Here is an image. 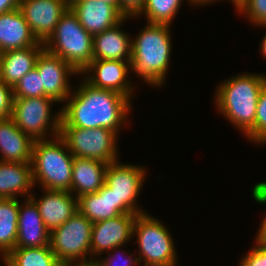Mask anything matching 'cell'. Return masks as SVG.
<instances>
[{"mask_svg":"<svg viewBox=\"0 0 266 266\" xmlns=\"http://www.w3.org/2000/svg\"><path fill=\"white\" fill-rule=\"evenodd\" d=\"M61 109V126L93 129L103 127L115 132L124 126L131 109L130 98L93 87L83 80Z\"/></svg>","mask_w":266,"mask_h":266,"instance_id":"1","label":"cell"},{"mask_svg":"<svg viewBox=\"0 0 266 266\" xmlns=\"http://www.w3.org/2000/svg\"><path fill=\"white\" fill-rule=\"evenodd\" d=\"M265 82L264 74L241 73L216 88L219 112L246 136L254 129L258 98Z\"/></svg>","mask_w":266,"mask_h":266,"instance_id":"2","label":"cell"},{"mask_svg":"<svg viewBox=\"0 0 266 266\" xmlns=\"http://www.w3.org/2000/svg\"><path fill=\"white\" fill-rule=\"evenodd\" d=\"M171 43L170 25H145L132 40L131 70L149 85H163L170 62Z\"/></svg>","mask_w":266,"mask_h":266,"instance_id":"3","label":"cell"},{"mask_svg":"<svg viewBox=\"0 0 266 266\" xmlns=\"http://www.w3.org/2000/svg\"><path fill=\"white\" fill-rule=\"evenodd\" d=\"M52 139L34 140L31 159L33 184L39 183L46 190L71 192L74 156L60 135Z\"/></svg>","mask_w":266,"mask_h":266,"instance_id":"4","label":"cell"},{"mask_svg":"<svg viewBox=\"0 0 266 266\" xmlns=\"http://www.w3.org/2000/svg\"><path fill=\"white\" fill-rule=\"evenodd\" d=\"M44 49L59 56L81 73L93 60V36L70 8L61 16L54 32L43 43Z\"/></svg>","mask_w":266,"mask_h":266,"instance_id":"5","label":"cell"},{"mask_svg":"<svg viewBox=\"0 0 266 266\" xmlns=\"http://www.w3.org/2000/svg\"><path fill=\"white\" fill-rule=\"evenodd\" d=\"M137 235L139 263L145 266H176L177 257L169 230L147 213L138 214L133 225V237Z\"/></svg>","mask_w":266,"mask_h":266,"instance_id":"6","label":"cell"},{"mask_svg":"<svg viewBox=\"0 0 266 266\" xmlns=\"http://www.w3.org/2000/svg\"><path fill=\"white\" fill-rule=\"evenodd\" d=\"M55 102L51 97L14 98L11 118L16 126L33 140L47 139L45 137L49 129L53 137L58 136L61 110L59 109L55 117H51V104Z\"/></svg>","mask_w":266,"mask_h":266,"instance_id":"7","label":"cell"},{"mask_svg":"<svg viewBox=\"0 0 266 266\" xmlns=\"http://www.w3.org/2000/svg\"><path fill=\"white\" fill-rule=\"evenodd\" d=\"M60 136L76 158L94 159L107 164L118 161V136L109 129L60 126Z\"/></svg>","mask_w":266,"mask_h":266,"instance_id":"8","label":"cell"},{"mask_svg":"<svg viewBox=\"0 0 266 266\" xmlns=\"http://www.w3.org/2000/svg\"><path fill=\"white\" fill-rule=\"evenodd\" d=\"M93 223L77 211L64 224L50 232V247L64 266L69 261H79L91 256Z\"/></svg>","mask_w":266,"mask_h":266,"instance_id":"9","label":"cell"},{"mask_svg":"<svg viewBox=\"0 0 266 266\" xmlns=\"http://www.w3.org/2000/svg\"><path fill=\"white\" fill-rule=\"evenodd\" d=\"M146 170L141 166L120 164L119 161L108 164L105 172V183L117 198V209L122 214H143L138 208L137 196L144 184Z\"/></svg>","mask_w":266,"mask_h":266,"instance_id":"10","label":"cell"},{"mask_svg":"<svg viewBox=\"0 0 266 266\" xmlns=\"http://www.w3.org/2000/svg\"><path fill=\"white\" fill-rule=\"evenodd\" d=\"M35 68L41 76L45 94L56 102L66 101L71 94L69 76L80 75L69 63L45 49L39 54Z\"/></svg>","mask_w":266,"mask_h":266,"instance_id":"11","label":"cell"},{"mask_svg":"<svg viewBox=\"0 0 266 266\" xmlns=\"http://www.w3.org/2000/svg\"><path fill=\"white\" fill-rule=\"evenodd\" d=\"M68 8L64 0H22L19 10L34 36L44 43Z\"/></svg>","mask_w":266,"mask_h":266,"instance_id":"12","label":"cell"},{"mask_svg":"<svg viewBox=\"0 0 266 266\" xmlns=\"http://www.w3.org/2000/svg\"><path fill=\"white\" fill-rule=\"evenodd\" d=\"M129 70L130 61L92 60L81 73H86L84 79L93 87L112 90L131 99L134 90L127 80Z\"/></svg>","mask_w":266,"mask_h":266,"instance_id":"13","label":"cell"},{"mask_svg":"<svg viewBox=\"0 0 266 266\" xmlns=\"http://www.w3.org/2000/svg\"><path fill=\"white\" fill-rule=\"evenodd\" d=\"M138 214H121L115 218L93 223L91 256L121 247L133 237V225Z\"/></svg>","mask_w":266,"mask_h":266,"instance_id":"14","label":"cell"},{"mask_svg":"<svg viewBox=\"0 0 266 266\" xmlns=\"http://www.w3.org/2000/svg\"><path fill=\"white\" fill-rule=\"evenodd\" d=\"M69 8L92 36L114 27L125 18L114 5L102 0H78Z\"/></svg>","mask_w":266,"mask_h":266,"instance_id":"15","label":"cell"},{"mask_svg":"<svg viewBox=\"0 0 266 266\" xmlns=\"http://www.w3.org/2000/svg\"><path fill=\"white\" fill-rule=\"evenodd\" d=\"M24 204V206L19 205L15 248H36L50 245V231L45 227L36 203L31 198H27Z\"/></svg>","mask_w":266,"mask_h":266,"instance_id":"16","label":"cell"},{"mask_svg":"<svg viewBox=\"0 0 266 266\" xmlns=\"http://www.w3.org/2000/svg\"><path fill=\"white\" fill-rule=\"evenodd\" d=\"M45 195L31 199L36 203L45 227L51 232L53 229L64 224L77 211V198L68 191L46 190Z\"/></svg>","mask_w":266,"mask_h":266,"instance_id":"17","label":"cell"},{"mask_svg":"<svg viewBox=\"0 0 266 266\" xmlns=\"http://www.w3.org/2000/svg\"><path fill=\"white\" fill-rule=\"evenodd\" d=\"M30 46H44L31 32L19 9L0 14V53Z\"/></svg>","mask_w":266,"mask_h":266,"instance_id":"18","label":"cell"},{"mask_svg":"<svg viewBox=\"0 0 266 266\" xmlns=\"http://www.w3.org/2000/svg\"><path fill=\"white\" fill-rule=\"evenodd\" d=\"M128 18L125 17L114 27L93 36V60L131 61L132 41L130 35L128 36V33L120 29V25Z\"/></svg>","mask_w":266,"mask_h":266,"instance_id":"19","label":"cell"},{"mask_svg":"<svg viewBox=\"0 0 266 266\" xmlns=\"http://www.w3.org/2000/svg\"><path fill=\"white\" fill-rule=\"evenodd\" d=\"M34 140L12 118L0 119V161L31 162Z\"/></svg>","mask_w":266,"mask_h":266,"instance_id":"20","label":"cell"},{"mask_svg":"<svg viewBox=\"0 0 266 266\" xmlns=\"http://www.w3.org/2000/svg\"><path fill=\"white\" fill-rule=\"evenodd\" d=\"M43 50L44 46H30L0 53L1 80L13 88L26 73L35 68Z\"/></svg>","mask_w":266,"mask_h":266,"instance_id":"21","label":"cell"},{"mask_svg":"<svg viewBox=\"0 0 266 266\" xmlns=\"http://www.w3.org/2000/svg\"><path fill=\"white\" fill-rule=\"evenodd\" d=\"M108 164L88 158L74 157L71 193L79 198L97 192L105 184Z\"/></svg>","mask_w":266,"mask_h":266,"instance_id":"22","label":"cell"},{"mask_svg":"<svg viewBox=\"0 0 266 266\" xmlns=\"http://www.w3.org/2000/svg\"><path fill=\"white\" fill-rule=\"evenodd\" d=\"M34 186L31 162L0 161V198H17L24 195L30 198Z\"/></svg>","mask_w":266,"mask_h":266,"instance_id":"23","label":"cell"},{"mask_svg":"<svg viewBox=\"0 0 266 266\" xmlns=\"http://www.w3.org/2000/svg\"><path fill=\"white\" fill-rule=\"evenodd\" d=\"M78 211L92 223L115 218L122 213L117 209V198L105 183L97 192L77 198Z\"/></svg>","mask_w":266,"mask_h":266,"instance_id":"24","label":"cell"},{"mask_svg":"<svg viewBox=\"0 0 266 266\" xmlns=\"http://www.w3.org/2000/svg\"><path fill=\"white\" fill-rule=\"evenodd\" d=\"M17 198H0V253L8 255L16 244L19 205Z\"/></svg>","mask_w":266,"mask_h":266,"instance_id":"25","label":"cell"},{"mask_svg":"<svg viewBox=\"0 0 266 266\" xmlns=\"http://www.w3.org/2000/svg\"><path fill=\"white\" fill-rule=\"evenodd\" d=\"M2 261L5 266H63L50 245L36 248H14Z\"/></svg>","mask_w":266,"mask_h":266,"instance_id":"26","label":"cell"},{"mask_svg":"<svg viewBox=\"0 0 266 266\" xmlns=\"http://www.w3.org/2000/svg\"><path fill=\"white\" fill-rule=\"evenodd\" d=\"M183 0H145L142 9L134 16L145 14L152 24L171 25ZM188 1V0H187Z\"/></svg>","mask_w":266,"mask_h":266,"instance_id":"27","label":"cell"},{"mask_svg":"<svg viewBox=\"0 0 266 266\" xmlns=\"http://www.w3.org/2000/svg\"><path fill=\"white\" fill-rule=\"evenodd\" d=\"M12 90L14 98L48 97L41 87V76L36 68L26 73Z\"/></svg>","mask_w":266,"mask_h":266,"instance_id":"28","label":"cell"},{"mask_svg":"<svg viewBox=\"0 0 266 266\" xmlns=\"http://www.w3.org/2000/svg\"><path fill=\"white\" fill-rule=\"evenodd\" d=\"M247 138L257 144H266V82L258 98L254 129L247 135Z\"/></svg>","mask_w":266,"mask_h":266,"instance_id":"29","label":"cell"},{"mask_svg":"<svg viewBox=\"0 0 266 266\" xmlns=\"http://www.w3.org/2000/svg\"><path fill=\"white\" fill-rule=\"evenodd\" d=\"M237 12L247 14L249 21L255 26L266 24V0H248Z\"/></svg>","mask_w":266,"mask_h":266,"instance_id":"30","label":"cell"},{"mask_svg":"<svg viewBox=\"0 0 266 266\" xmlns=\"http://www.w3.org/2000/svg\"><path fill=\"white\" fill-rule=\"evenodd\" d=\"M256 245L241 260L239 266H266V243L257 235Z\"/></svg>","mask_w":266,"mask_h":266,"instance_id":"31","label":"cell"},{"mask_svg":"<svg viewBox=\"0 0 266 266\" xmlns=\"http://www.w3.org/2000/svg\"><path fill=\"white\" fill-rule=\"evenodd\" d=\"M13 99L12 87L5 84L0 78V119L12 117Z\"/></svg>","mask_w":266,"mask_h":266,"instance_id":"32","label":"cell"},{"mask_svg":"<svg viewBox=\"0 0 266 266\" xmlns=\"http://www.w3.org/2000/svg\"><path fill=\"white\" fill-rule=\"evenodd\" d=\"M120 12L125 17L135 16L143 7L145 0H119Z\"/></svg>","mask_w":266,"mask_h":266,"instance_id":"33","label":"cell"},{"mask_svg":"<svg viewBox=\"0 0 266 266\" xmlns=\"http://www.w3.org/2000/svg\"><path fill=\"white\" fill-rule=\"evenodd\" d=\"M120 247H115L114 249H112L110 252H112L113 250L115 251H118V254L120 253L119 250H116V249H119ZM108 255H110V257L108 258H103L101 259V261L103 262L104 266H135V264H139V260L138 258L136 257L135 259L131 258L132 255L129 256V258H126V256H124V260H122V257L121 255H118L119 257V262L122 260V262L125 264V265H120V264H116L114 261H117L118 262V259H117V255L115 254L114 256H112L109 252H108ZM115 258V259H114ZM121 262V263H122Z\"/></svg>","mask_w":266,"mask_h":266,"instance_id":"34","label":"cell"},{"mask_svg":"<svg viewBox=\"0 0 266 266\" xmlns=\"http://www.w3.org/2000/svg\"><path fill=\"white\" fill-rule=\"evenodd\" d=\"M83 259L79 261H69L64 266H104L103 262L100 259ZM89 259V260H88ZM78 262V263H77Z\"/></svg>","mask_w":266,"mask_h":266,"instance_id":"35","label":"cell"},{"mask_svg":"<svg viewBox=\"0 0 266 266\" xmlns=\"http://www.w3.org/2000/svg\"><path fill=\"white\" fill-rule=\"evenodd\" d=\"M22 0H0V14L19 9Z\"/></svg>","mask_w":266,"mask_h":266,"instance_id":"36","label":"cell"},{"mask_svg":"<svg viewBox=\"0 0 266 266\" xmlns=\"http://www.w3.org/2000/svg\"><path fill=\"white\" fill-rule=\"evenodd\" d=\"M257 235L266 243V217L263 218Z\"/></svg>","mask_w":266,"mask_h":266,"instance_id":"37","label":"cell"},{"mask_svg":"<svg viewBox=\"0 0 266 266\" xmlns=\"http://www.w3.org/2000/svg\"><path fill=\"white\" fill-rule=\"evenodd\" d=\"M231 1L236 7V10L238 9L239 11L248 0H231Z\"/></svg>","mask_w":266,"mask_h":266,"instance_id":"38","label":"cell"},{"mask_svg":"<svg viewBox=\"0 0 266 266\" xmlns=\"http://www.w3.org/2000/svg\"><path fill=\"white\" fill-rule=\"evenodd\" d=\"M264 26L266 28V24L265 25H261ZM261 52L263 53L262 55L266 57V34L264 35V38L261 41Z\"/></svg>","mask_w":266,"mask_h":266,"instance_id":"39","label":"cell"},{"mask_svg":"<svg viewBox=\"0 0 266 266\" xmlns=\"http://www.w3.org/2000/svg\"><path fill=\"white\" fill-rule=\"evenodd\" d=\"M103 2L114 5L120 11V1L119 0H102Z\"/></svg>","mask_w":266,"mask_h":266,"instance_id":"40","label":"cell"},{"mask_svg":"<svg viewBox=\"0 0 266 266\" xmlns=\"http://www.w3.org/2000/svg\"><path fill=\"white\" fill-rule=\"evenodd\" d=\"M68 6L72 5L74 2L78 0H64Z\"/></svg>","mask_w":266,"mask_h":266,"instance_id":"41","label":"cell"}]
</instances>
